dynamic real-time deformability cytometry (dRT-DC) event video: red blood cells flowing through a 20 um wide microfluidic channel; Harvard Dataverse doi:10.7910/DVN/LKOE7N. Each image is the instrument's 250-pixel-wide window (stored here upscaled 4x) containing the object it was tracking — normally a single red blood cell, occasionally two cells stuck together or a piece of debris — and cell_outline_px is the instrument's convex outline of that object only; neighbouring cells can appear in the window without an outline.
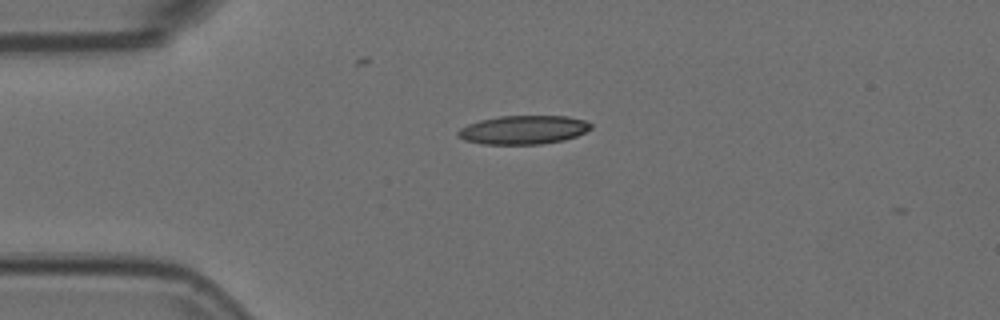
{"species": "Egyptian fruit bat (a non-hibernating species)", "species_latin": "Rousettus aegyptiacus", "temperature_condition": "room temperature", "stored_images_in_passage": 6, "camera_frame_rate_fps": 3000, "um_per_image_px": 0.085, "animal": {"sex": "female"}, "frame": {"image": 1, "passage_image": 1, "time_ms": 0.0, "image_size_px": [1000, 320], "cell_outline_px": [[592, 128], [576, 136], [564, 140], [540, 144], [480, 144], [464, 140], [456, 136], [456, 132], [460, 128], [468, 124], [480, 120], [500, 116], [568, 116], [584, 120], [592, 124]], "centroid_in_image_um": [44.46, 11.04], "position_along_channel_um": 40.5, "area_um2": 22.31}}
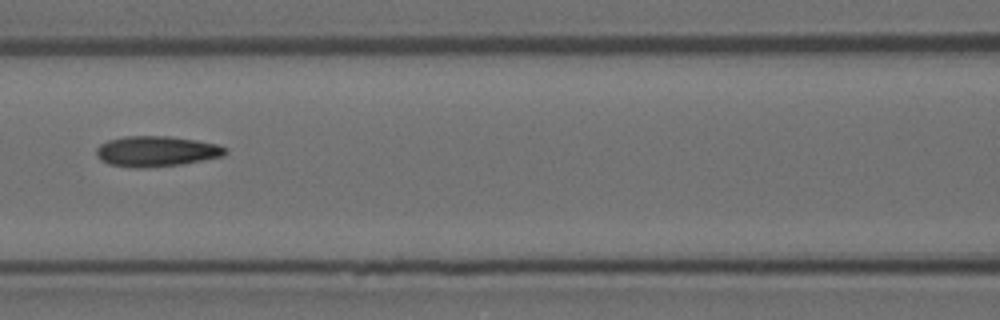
{"frame": {"image": 2, "passage_image": 4, "time_ms": 1.0, "image_size_px": [1000, 320], "cell_outline_px": [[228, 152], [224, 156], [180, 164], [148, 168], [132, 168], [108, 164], [100, 160], [96, 156], [96, 148], [100, 144], [108, 140], [124, 136], [168, 136], [196, 140], [216, 144], [228, 148]], "centroid_in_image_um": [13.27, 12.86], "position_along_channel_um": 153.3, "area_um2": 23.12}}
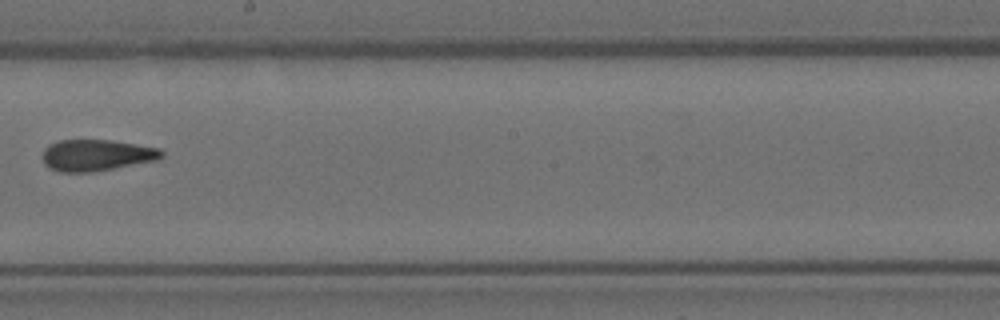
{"frame": {"image": 3, "passage_image": 6, "time_ms": 1.667, "image_size_px": [1000, 320], "cell_outline_px": [[164, 156], [156, 160], [92, 172], [60, 172], [48, 168], [44, 164], [40, 156], [44, 148], [48, 144], [60, 140], [112, 140], [160, 148], [164, 152]], "centroid_in_image_um": [8.15, 13.19], "position_along_channel_um": 240.1, "area_um2": 22.02}}